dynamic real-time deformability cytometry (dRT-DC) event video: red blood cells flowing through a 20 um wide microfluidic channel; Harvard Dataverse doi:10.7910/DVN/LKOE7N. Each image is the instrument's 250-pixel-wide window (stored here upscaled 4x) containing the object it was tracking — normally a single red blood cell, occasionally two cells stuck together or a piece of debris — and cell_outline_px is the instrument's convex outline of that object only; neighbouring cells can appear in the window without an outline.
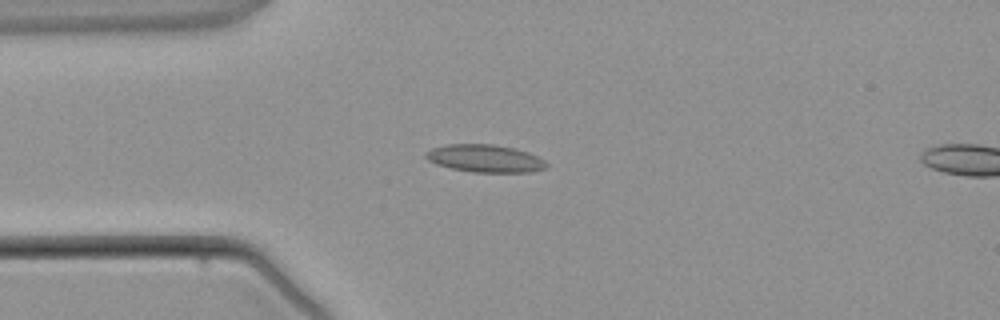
{"species": "common noctule bat (a hibernating species)", "species_latin": "Nyctalus noctula", "temperature_condition": "warm", "stored_images_in_passage": 3, "camera_frame_rate_fps": 3000, "um_per_image_px": 0.085, "animal": {"sex": "male", "body_mass_g": 21.5, "forearm_length_mm": 52.0}, "frame": {"image": 1, "passage_image": 2, "time_ms": 2.333, "image_size_px": [1000, 320], "cell_outline_px": [[548, 168], [532, 172], [472, 172], [452, 168], [436, 164], [428, 160], [424, 156], [424, 152], [432, 148], [448, 144], [492, 144], [512, 148], [528, 152], [544, 160], [548, 164]], "centroid_in_image_um": [41.22, 13.47], "position_along_channel_um": 43.8, "area_um2": 19.42}}